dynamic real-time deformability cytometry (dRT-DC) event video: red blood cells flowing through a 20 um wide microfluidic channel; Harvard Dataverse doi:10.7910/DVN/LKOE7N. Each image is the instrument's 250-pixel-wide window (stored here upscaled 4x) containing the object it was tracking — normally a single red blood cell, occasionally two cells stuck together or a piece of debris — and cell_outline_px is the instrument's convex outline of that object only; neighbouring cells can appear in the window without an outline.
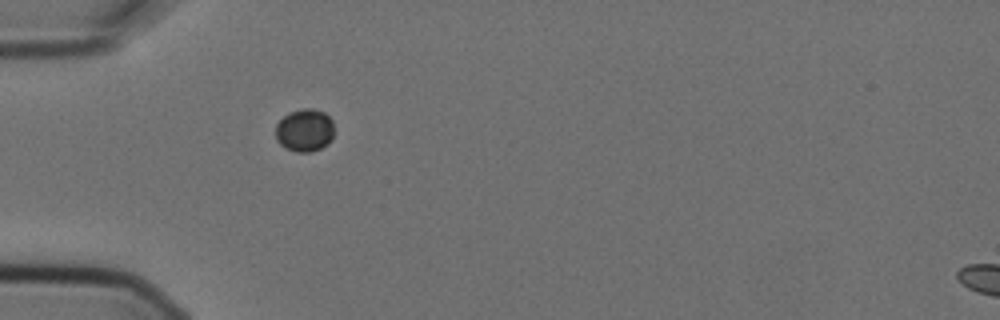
{"species": "Egyptian fruit bat (a non-hibernating species)", "species_latin": "Rousettus aegyptiacus", "temperature_condition": "cold", "stored_images_in_passage": 1, "camera_frame_rate_fps": 3000, "um_per_image_px": 0.085, "animal": {"sex": "female"}, "frame": {"image": 1, "passage_image": 1, "time_ms": 0.0, "image_size_px": [1000, 320], "cell_outline_px": [[332, 136], [320, 148], [308, 152], [296, 152], [280, 144], [276, 140], [276, 124], [288, 112], [304, 108], [312, 108], [324, 112], [332, 120]], "centroid_in_image_um": [25.85, 11.04], "position_along_channel_um": 59.1, "area_um2": 14.28}}